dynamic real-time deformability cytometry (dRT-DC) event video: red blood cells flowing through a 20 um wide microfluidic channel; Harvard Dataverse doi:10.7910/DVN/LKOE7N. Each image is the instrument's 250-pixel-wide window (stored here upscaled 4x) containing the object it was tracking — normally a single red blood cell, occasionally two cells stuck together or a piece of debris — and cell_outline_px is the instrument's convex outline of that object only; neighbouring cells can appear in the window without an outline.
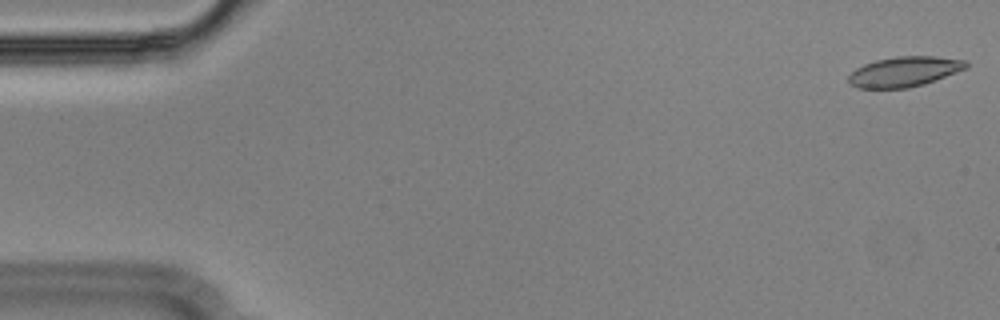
{"species": "Egyptian fruit bat (a non-hibernating species)", "species_latin": "Rousettus aegyptiacus", "temperature_condition": "cold", "stored_images_in_passage": 55, "segment_of_instrument_passage": [1, 2], "camera_frame_rate_fps": 3000, "um_per_image_px": 0.085, "animal": {"sex": "male"}, "frame": {"image": 1, "passage_image": 1, "time_ms": 0.0, "image_size_px": [1000, 320], "cell_outline_px": [[968, 68], [924, 84], [908, 88], [856, 88], [848, 84], [848, 76], [856, 68], [864, 64], [876, 60], [896, 56], [936, 56], [968, 60]], "centroid_in_image_um": [76.87, 6.09], "position_along_channel_um": 8.1, "area_um2": 20.81}}
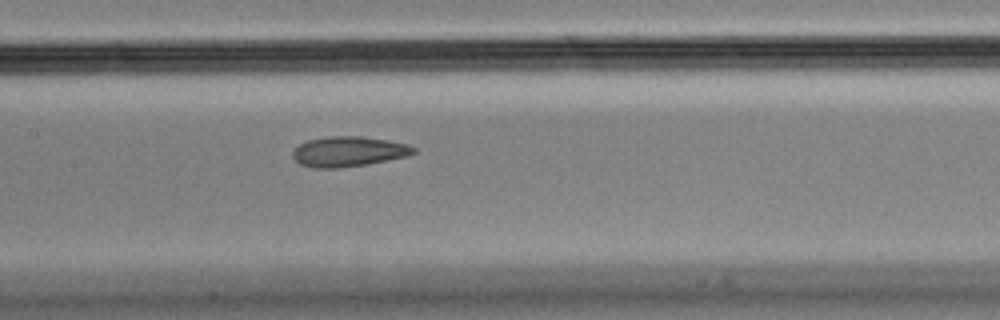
{"frame": {"image": 2, "passage_image": 26, "time_ms": 8.333, "image_size_px": [1000, 320], "cell_outline_px": [[416, 152], [408, 156], [388, 160], [340, 168], [312, 168], [300, 164], [292, 156], [292, 152], [300, 144], [308, 140], [328, 136], [364, 136], [388, 140], [408, 144], [416, 148]], "centroid_in_image_um": [29.64, 12.87], "position_along_channel_um": 177.8, "area_um2": 21.27}}
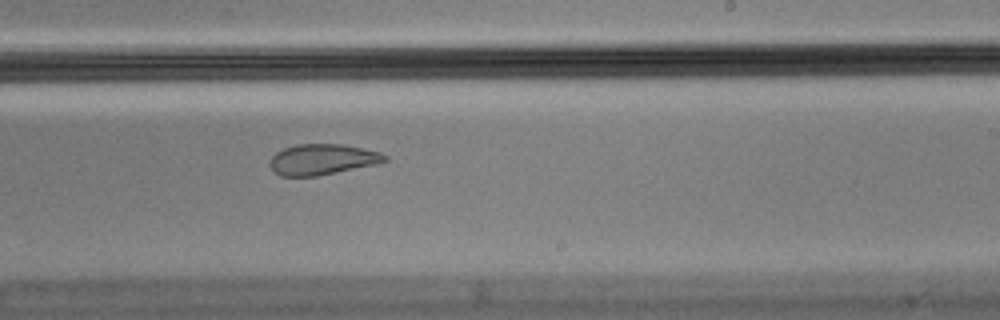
{"frame": {"image": 3, "passage_image": 33, "time_ms": 10.667, "image_size_px": [1000, 320], "cell_outline_px": [[388, 160], [380, 164], [316, 176], [280, 176], [272, 172], [268, 164], [272, 156], [276, 152], [284, 148], [296, 144], [344, 144], [380, 152], [388, 156]], "centroid_in_image_um": [27.4, 13.56], "position_along_channel_um": 261.6, "area_um2": 20.92}}